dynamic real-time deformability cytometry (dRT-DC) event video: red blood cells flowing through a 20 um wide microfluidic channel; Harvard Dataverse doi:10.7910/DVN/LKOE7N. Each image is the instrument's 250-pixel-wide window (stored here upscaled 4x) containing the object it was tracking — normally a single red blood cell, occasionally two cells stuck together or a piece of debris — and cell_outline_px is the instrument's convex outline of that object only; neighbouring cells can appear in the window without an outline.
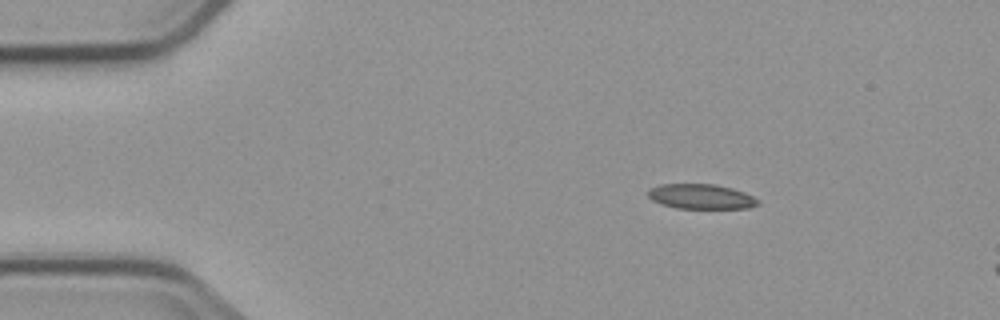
{"species": "common noctule bat (a hibernating species)", "species_latin": "Nyctalus noctula", "temperature_condition": "cold", "stored_images_in_passage": 2, "camera_frame_rate_fps": 3000, "um_per_image_px": 0.085, "animal": {"sex": "male", "body_mass_g": 23.1, "forearm_length_mm": 52.7}, "frame": {"image": 1, "passage_image": 1, "time_ms": 0.0, "image_size_px": [1000, 320], "cell_outline_px": [[760, 204], [748, 208], [676, 208], [652, 200], [648, 196], [648, 188], [660, 184], [716, 184], [732, 188], [744, 192], [760, 200]], "centroid_in_image_um": [59.6, 16.7], "position_along_channel_um": 25.4, "area_um2": 15.95}}